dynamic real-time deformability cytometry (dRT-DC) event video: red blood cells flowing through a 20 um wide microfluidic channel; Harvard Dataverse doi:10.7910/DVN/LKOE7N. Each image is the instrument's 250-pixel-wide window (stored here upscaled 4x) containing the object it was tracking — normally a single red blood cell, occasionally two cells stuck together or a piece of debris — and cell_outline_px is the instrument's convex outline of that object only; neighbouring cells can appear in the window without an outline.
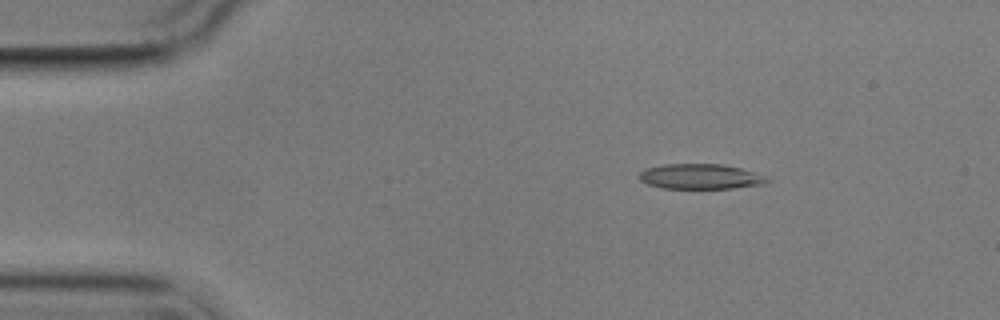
{"species": "common noctule bat (a hibernating species)", "species_latin": "Nyctalus noctula", "temperature_condition": "cold", "stored_images_in_passage": 4, "camera_frame_rate_fps": 3000, "um_per_image_px": 0.085, "animal": {"sex": "male", "body_mass_g": 17.9}, "frame": {"image": 1, "passage_image": 2, "time_ms": 1.0, "image_size_px": [1000, 320], "cell_outline_px": [[772, 180], [764, 184], [732, 188], [660, 188], [648, 184], [640, 180], [640, 172], [644, 168], [664, 164], [720, 164], [740, 168], [752, 172]], "centroid_in_image_um": [59.49, 15.0], "position_along_channel_um": 25.5, "area_um2": 18.55}}